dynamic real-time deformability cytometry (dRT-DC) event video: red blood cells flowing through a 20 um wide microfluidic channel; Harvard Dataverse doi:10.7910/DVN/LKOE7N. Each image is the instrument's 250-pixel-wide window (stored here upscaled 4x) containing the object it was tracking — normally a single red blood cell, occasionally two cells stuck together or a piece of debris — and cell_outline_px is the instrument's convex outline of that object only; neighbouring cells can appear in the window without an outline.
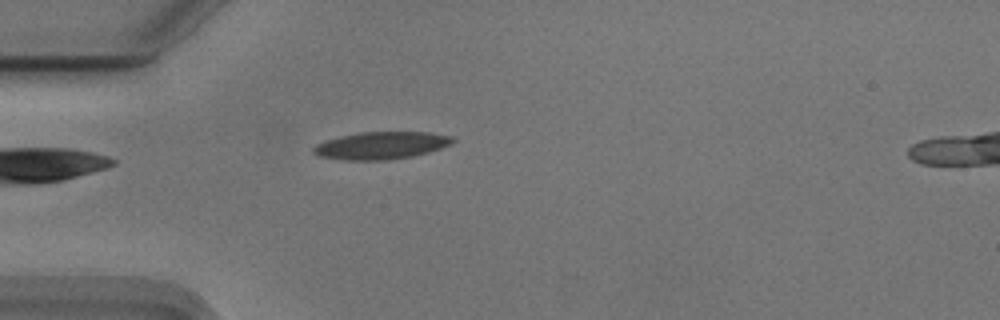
{"species": "Egyptian fruit bat (a non-hibernating species)", "species_latin": "Rousettus aegyptiacus", "temperature_condition": "cold", "stored_images_in_passage": 3, "camera_frame_rate_fps": 3000, "um_per_image_px": 0.085, "animal": {"sex": "male"}, "frame": {"image": 1, "passage_image": 1, "time_ms": 0.0, "image_size_px": [1000, 320], "cell_outline_px": [[456, 140], [452, 144], [428, 152], [412, 156], [384, 160], [344, 160], [320, 156], [312, 152], [312, 148], [316, 144], [324, 140], [340, 136], [360, 132], [428, 132], [452, 136]], "centroid_in_image_um": [32.39, 12.36], "position_along_channel_um": 52.6, "area_um2": 22.25}}